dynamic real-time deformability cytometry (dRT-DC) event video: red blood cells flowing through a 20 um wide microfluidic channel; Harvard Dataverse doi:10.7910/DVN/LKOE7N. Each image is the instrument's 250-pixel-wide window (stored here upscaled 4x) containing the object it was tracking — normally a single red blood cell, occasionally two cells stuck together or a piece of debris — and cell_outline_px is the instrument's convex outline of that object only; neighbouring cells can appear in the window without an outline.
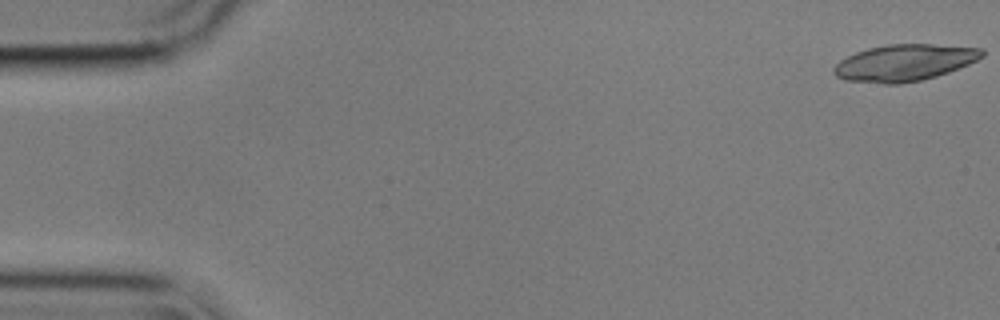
{"species": "common noctule bat (a hibernating species)", "species_latin": "Nyctalus noctula", "temperature_condition": "cold", "stored_images_in_passage": 55, "camera_frame_rate_fps": 3000, "um_per_image_px": 0.085, "animal": {"sex": "male", "body_mass_g": 17.9}, "frame": {"image": 1, "passage_image": 1, "time_ms": 0.0, "image_size_px": [1000, 320], "cell_outline_px": [[984, 56], [968, 64], [948, 72], [936, 76], [920, 80], [900, 84], [884, 84], [844, 80], [836, 76], [832, 72], [832, 68], [840, 60], [856, 52], [868, 48], [888, 44], [932, 44], [984, 48]], "centroid_in_image_um": [76.86, 5.33], "position_along_channel_um": 8.1, "area_um2": 31.67}}